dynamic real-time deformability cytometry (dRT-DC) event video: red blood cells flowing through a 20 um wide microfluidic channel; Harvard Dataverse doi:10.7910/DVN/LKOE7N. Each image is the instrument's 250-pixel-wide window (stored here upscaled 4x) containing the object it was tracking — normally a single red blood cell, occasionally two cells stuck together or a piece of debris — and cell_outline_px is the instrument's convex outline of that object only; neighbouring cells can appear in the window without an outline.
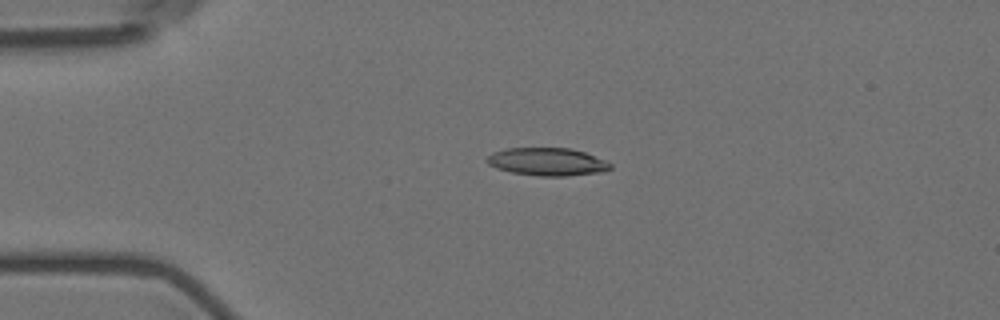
{"species": "Egyptian fruit bat (a non-hibernating species)", "species_latin": "Rousettus aegyptiacus", "temperature_condition": "room temperature", "stored_images_in_passage": 5, "camera_frame_rate_fps": 3000, "um_per_image_px": 0.085, "animal": {"sex": "female"}, "frame": {"image": 1, "passage_image": 4, "time_ms": 3.333, "image_size_px": [1000, 320], "cell_outline_px": [[612, 168], [604, 172], [568, 176], [540, 176], [512, 172], [496, 168], [488, 164], [488, 156], [492, 152], [504, 148], [568, 148], [584, 152], [604, 160], [612, 164]], "centroid_in_image_um": [46.53, 13.75], "position_along_channel_um": 38.5, "area_um2": 20.0}}